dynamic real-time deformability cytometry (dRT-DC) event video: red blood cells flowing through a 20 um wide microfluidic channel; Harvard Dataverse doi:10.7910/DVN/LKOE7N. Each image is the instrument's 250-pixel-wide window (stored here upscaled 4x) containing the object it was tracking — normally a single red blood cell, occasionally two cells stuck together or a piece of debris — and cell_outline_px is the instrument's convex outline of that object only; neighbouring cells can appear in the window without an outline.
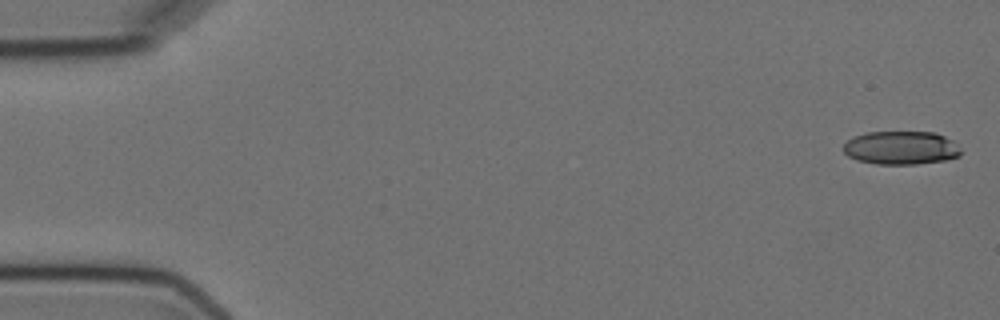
{"species": "Egyptian fruit bat (a non-hibernating species)", "species_latin": "Rousettus aegyptiacus", "temperature_condition": "cold", "stored_images_in_passage": 4, "camera_frame_rate_fps": 3000, "um_per_image_px": 0.085, "animal": {"sex": "female"}, "frame": {"image": 1, "passage_image": 1, "time_ms": 0.0, "image_size_px": [1000, 320], "cell_outline_px": [[960, 156], [944, 160], [916, 164], [876, 164], [856, 160], [848, 156], [840, 148], [848, 140], [856, 136], [868, 132], [936, 132], [952, 140], [960, 148]], "centroid_in_image_um": [76.57, 12.57], "position_along_channel_um": 8.4, "area_um2": 22.95}}
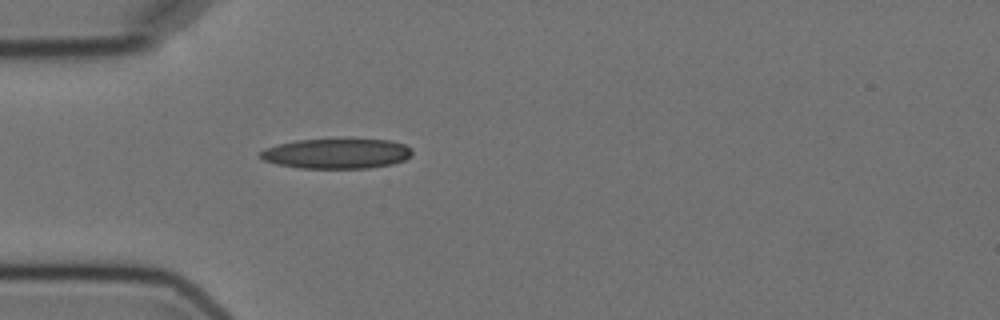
{"frame": {"image": 2, "passage_image": 4, "time_ms": 5.0, "image_size_px": [1000, 320], "cell_outline_px": [[412, 156], [404, 160], [392, 164], [368, 168], [300, 168], [276, 164], [264, 160], [260, 156], [260, 152], [264, 148], [276, 144], [296, 140], [392, 140], [404, 144], [412, 148]], "centroid_in_image_um": [28.62, 13.06], "position_along_channel_um": 56.4, "area_um2": 26.53}}